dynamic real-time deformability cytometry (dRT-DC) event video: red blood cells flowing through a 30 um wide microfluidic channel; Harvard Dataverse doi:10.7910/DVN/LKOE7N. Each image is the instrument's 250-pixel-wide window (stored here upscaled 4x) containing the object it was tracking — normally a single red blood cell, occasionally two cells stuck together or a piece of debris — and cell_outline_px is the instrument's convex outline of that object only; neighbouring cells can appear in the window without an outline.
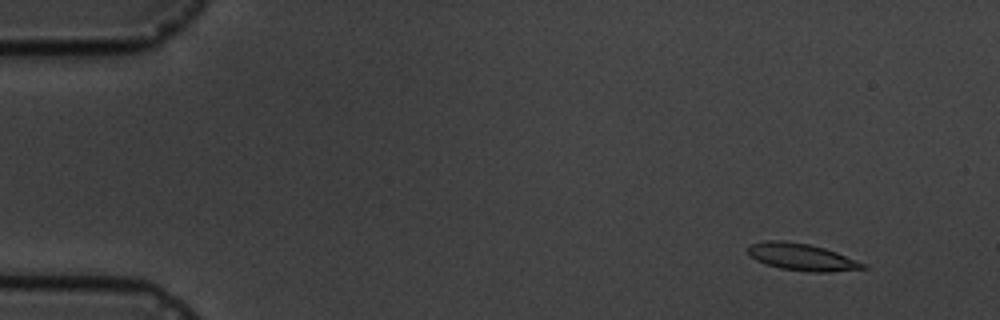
{"species": "common noctule bat (a hibernating species)", "species_latin": "Nyctalus noctula", "temperature_condition": "cold", "stored_images_in_passage": 8, "camera_frame_rate_fps": 3000, "um_per_image_px": 0.085, "animal": {"sex": "male", "body_mass_g": 19.5, "forearm_length_mm": 54.6}, "frame": {"image": 1, "passage_image": 2, "time_ms": 1.667, "image_size_px": [1000, 320], "cell_outline_px": [[868, 268], [828, 272], [812, 272], [780, 268], [764, 264], [756, 260], [748, 252], [748, 248], [752, 244], [764, 240], [784, 240], [808, 244], [824, 248], [836, 252], [868, 264]], "centroid_in_image_um": [68.17, 21.85], "position_along_channel_um": 16.8, "area_um2": 18.09}}
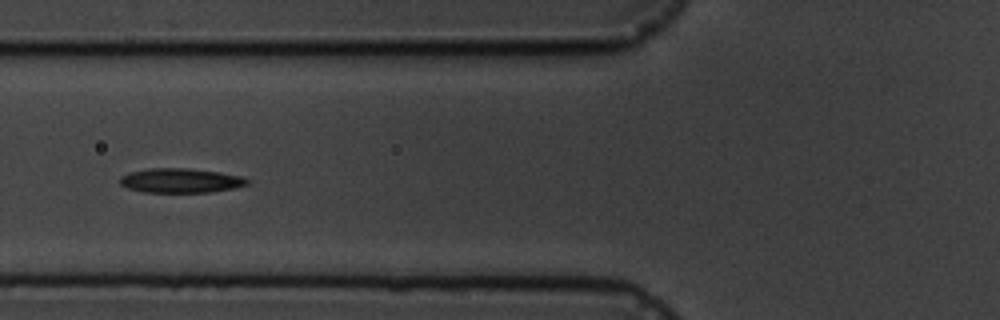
{"frame": {"image": 2, "passage_image": 6, "time_ms": 7.333, "image_size_px": [1000, 320], "cell_outline_px": [[252, 180], [248, 184], [236, 188], [212, 192], [144, 192], [128, 188], [120, 184], [120, 176], [128, 172], [152, 168], [188, 168], [220, 172], [240, 176]], "centroid_in_image_um": [15.38, 15.34], "position_along_channel_um": 110.4, "area_um2": 18.26}}
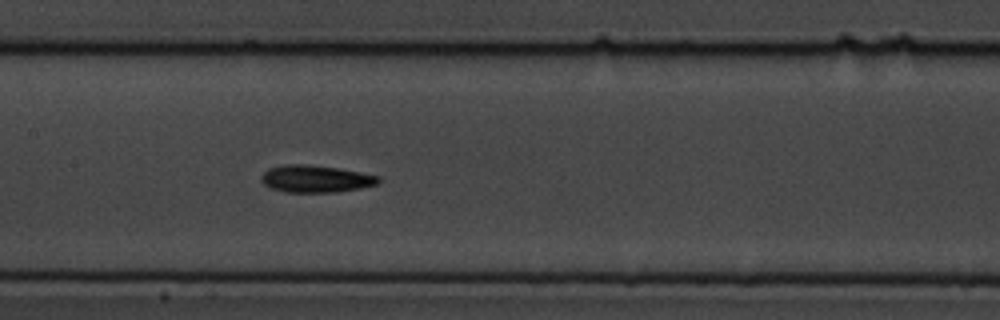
{"frame": {"image": 3, "passage_image": 8, "time_ms": 9.333, "image_size_px": [1000, 320], "cell_outline_px": [[380, 180], [376, 184], [360, 188], [336, 192], [284, 192], [268, 188], [260, 180], [260, 176], [268, 168], [284, 164], [308, 164], [340, 168], [380, 176]], "centroid_in_image_um": [26.78, 15.19], "position_along_channel_um": 180.6, "area_um2": 18.79}}